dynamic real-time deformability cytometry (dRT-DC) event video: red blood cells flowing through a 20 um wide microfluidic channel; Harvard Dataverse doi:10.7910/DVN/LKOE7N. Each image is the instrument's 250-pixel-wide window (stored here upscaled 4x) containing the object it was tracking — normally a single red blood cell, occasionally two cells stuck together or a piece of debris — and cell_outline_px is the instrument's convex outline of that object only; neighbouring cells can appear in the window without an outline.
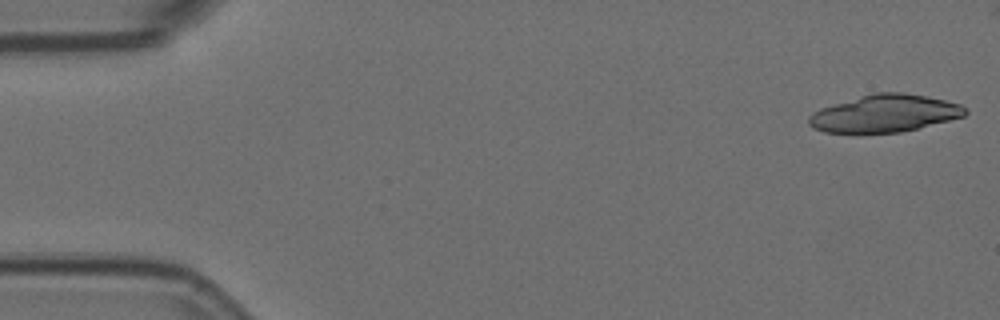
{"species": "Egyptian fruit bat (a non-hibernating species)", "species_latin": "Rousettus aegyptiacus", "temperature_condition": "room temperature", "stored_images_in_passage": 19, "camera_frame_rate_fps": 3000, "um_per_image_px": 0.085, "animal": {"sex": "female"}, "frame": {"image": 1, "passage_image": 1, "time_ms": 0.0, "image_size_px": [1000, 320], "cell_outline_px": [[968, 112], [964, 116], [900, 132], [824, 132], [812, 128], [808, 124], [808, 116], [812, 112], [820, 108], [872, 92], [904, 92], [928, 96], [960, 104]], "centroid_in_image_um": [75.15, 9.62], "position_along_channel_um": 9.8, "area_um2": 33.87}}